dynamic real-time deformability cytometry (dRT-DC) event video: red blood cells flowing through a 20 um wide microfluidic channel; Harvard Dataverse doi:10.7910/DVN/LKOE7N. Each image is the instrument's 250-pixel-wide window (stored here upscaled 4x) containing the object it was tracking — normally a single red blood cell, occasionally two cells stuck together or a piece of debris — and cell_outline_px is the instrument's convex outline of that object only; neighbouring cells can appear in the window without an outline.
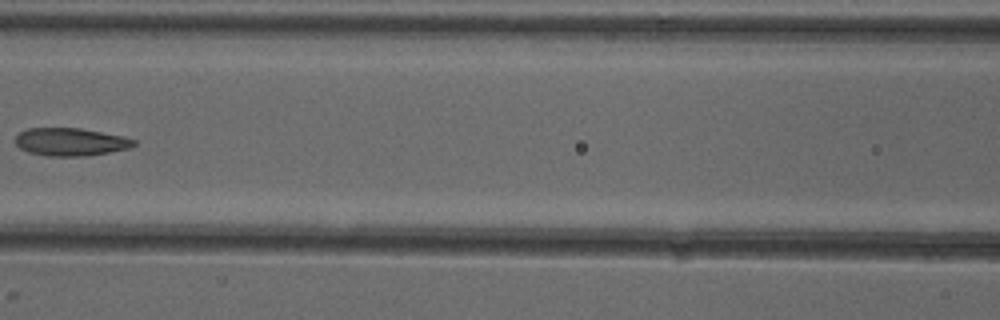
{"species": "common noctule bat (a hibernating species)", "species_latin": "Nyctalus noctula", "temperature_condition": "cold", "stored_images_in_passage": 6, "camera_frame_rate_fps": 3000, "um_per_image_px": 0.085, "animal": {"sex": "female"}, "frame": {"image": 1, "passage_image": 6, "time_ms": 6.667, "image_size_px": [1000, 320], "cell_outline_px": [[136, 144], [128, 148], [108, 152], [84, 156], [48, 156], [28, 152], [20, 148], [16, 144], [16, 136], [20, 132], [28, 128], [80, 128], [124, 136], [136, 140]], "centroid_in_image_um": [6.0, 12.05], "position_along_channel_um": 160.6, "area_um2": 19.13}}